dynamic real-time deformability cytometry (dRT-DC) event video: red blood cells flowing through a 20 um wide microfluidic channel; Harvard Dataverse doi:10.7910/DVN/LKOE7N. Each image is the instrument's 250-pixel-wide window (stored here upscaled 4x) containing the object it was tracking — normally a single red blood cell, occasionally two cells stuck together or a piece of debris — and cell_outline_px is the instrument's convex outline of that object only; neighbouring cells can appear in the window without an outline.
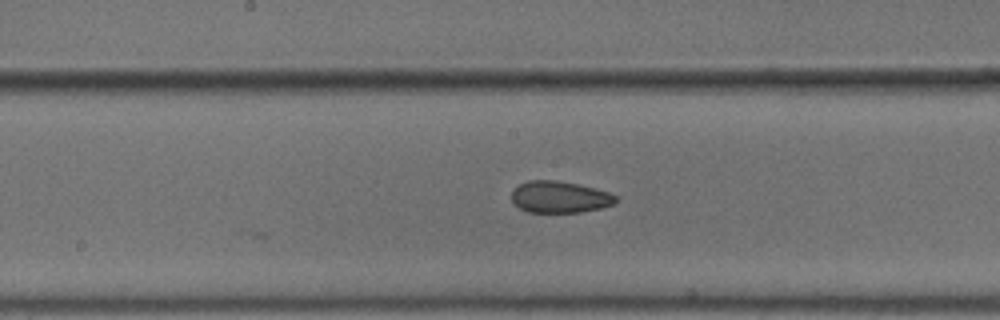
{"species": "common noctule bat (a hibernating species)", "species_latin": "Nyctalus noctula", "temperature_condition": "cold", "stored_images_in_passage": 8, "camera_frame_rate_fps": 3000, "um_per_image_px": 0.085, "animal": {"sex": "male", "body_mass_g": 18.8}, "frame": {"image": 1, "passage_image": 8, "time_ms": 2.333, "image_size_px": [1000, 320], "cell_outline_px": [[616, 200], [612, 204], [600, 208], [580, 212], [528, 212], [520, 208], [512, 200], [512, 192], [520, 184], [528, 180], [556, 180], [576, 184], [608, 192], [616, 196]], "centroid_in_image_um": [47.54, 16.75], "position_along_channel_um": 200.7, "area_um2": 18.84}}